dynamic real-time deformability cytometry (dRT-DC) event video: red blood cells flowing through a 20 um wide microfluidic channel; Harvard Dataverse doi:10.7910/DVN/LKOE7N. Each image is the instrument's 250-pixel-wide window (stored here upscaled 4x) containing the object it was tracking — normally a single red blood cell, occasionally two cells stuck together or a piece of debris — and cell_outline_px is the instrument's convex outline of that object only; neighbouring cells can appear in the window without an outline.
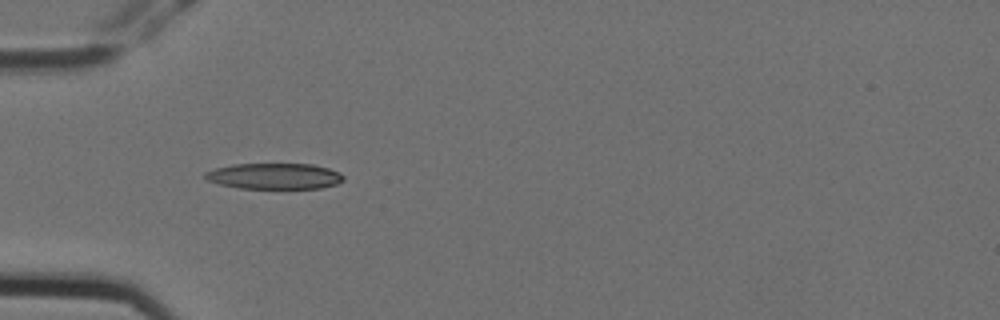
{"species": "Egyptian fruit bat (a non-hibernating species)", "species_latin": "Rousettus aegyptiacus", "temperature_condition": "cold", "stored_images_in_passage": 9, "camera_frame_rate_fps": 3000, "um_per_image_px": 0.085, "animal": {"sex": "female"}, "frame": {"image": 1, "passage_image": 4, "time_ms": 1.0, "image_size_px": [1000, 320], "cell_outline_px": [[344, 180], [336, 184], [320, 188], [240, 188], [220, 184], [208, 180], [204, 176], [204, 172], [216, 168], [236, 164], [312, 164], [328, 168], [340, 172], [344, 176]], "centroid_in_image_um": [23.35, 14.97], "position_along_channel_um": 61.6, "area_um2": 20.75}}
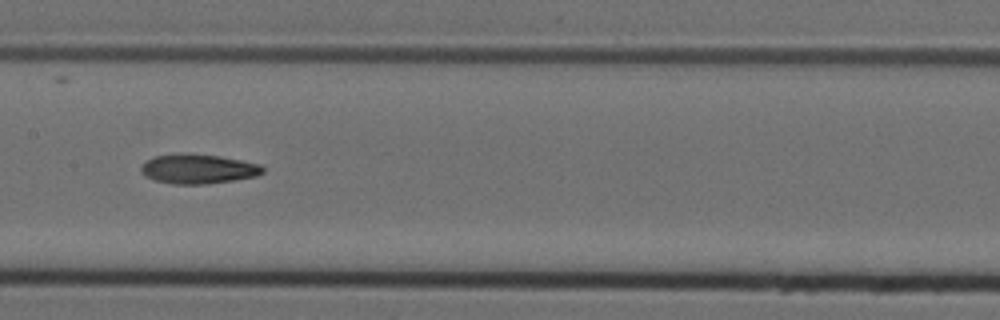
{"frame": {"image": 2, "passage_image": 7, "time_ms": 2.0, "image_size_px": [1000, 320], "cell_outline_px": [[264, 172], [256, 176], [232, 180], [204, 184], [172, 184], [156, 180], [144, 176], [140, 168], [152, 156], [180, 152], [220, 156], [260, 164], [264, 168]], "centroid_in_image_um": [16.82, 14.34], "position_along_channel_um": 190.6, "area_um2": 20.98}}
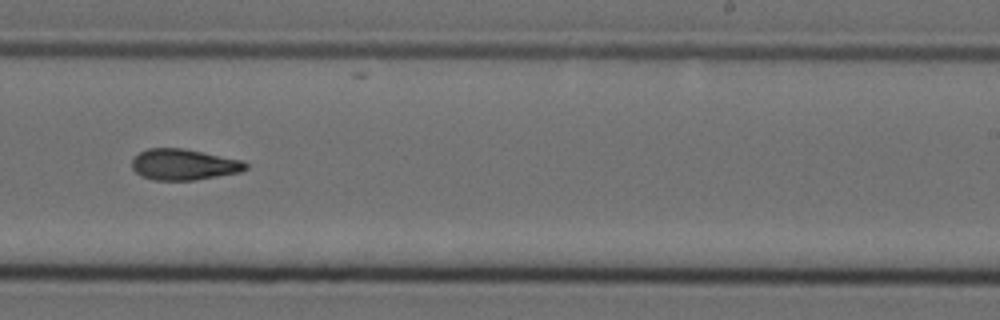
{"frame": {"image": 3, "passage_image": 9, "time_ms": 2.667, "image_size_px": [1000, 320], "cell_outline_px": [[248, 168], [240, 172], [192, 180], [156, 180], [140, 176], [132, 168], [132, 160], [140, 152], [148, 148], [184, 148], [244, 160], [248, 164]], "centroid_in_image_um": [15.64, 13.97], "position_along_channel_um": 273.4, "area_um2": 20.58}}